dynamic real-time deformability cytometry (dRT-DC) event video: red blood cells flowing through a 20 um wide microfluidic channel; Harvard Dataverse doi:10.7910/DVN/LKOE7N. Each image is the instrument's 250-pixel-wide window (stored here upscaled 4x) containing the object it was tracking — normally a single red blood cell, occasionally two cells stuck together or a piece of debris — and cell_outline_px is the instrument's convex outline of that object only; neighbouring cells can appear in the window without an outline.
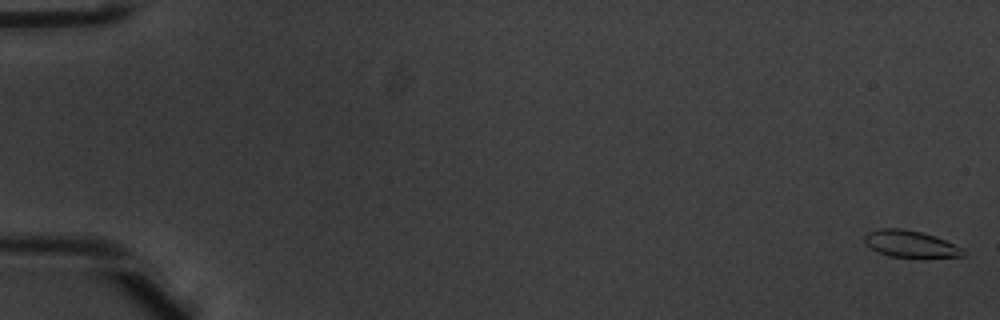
{"species": "common noctule bat (a hibernating species)", "species_latin": "Nyctalus noctula", "temperature_condition": "warm", "stored_images_in_passage": 4, "camera_frame_rate_fps": 3000, "um_per_image_px": 0.085, "animal": {"sex": "male", "body_mass_g": 20.1, "forearm_length_mm": 53.5}, "frame": {"image": 1, "passage_image": 1, "time_ms": 0.0, "image_size_px": [1000, 320], "cell_outline_px": [[964, 256], [892, 256], [880, 252], [872, 248], [864, 240], [864, 236], [868, 232], [880, 228], [900, 228], [920, 232], [936, 236], [960, 248], [964, 252]], "centroid_in_image_um": [77.34, 20.7], "position_along_channel_um": 7.7, "area_um2": 14.62}}